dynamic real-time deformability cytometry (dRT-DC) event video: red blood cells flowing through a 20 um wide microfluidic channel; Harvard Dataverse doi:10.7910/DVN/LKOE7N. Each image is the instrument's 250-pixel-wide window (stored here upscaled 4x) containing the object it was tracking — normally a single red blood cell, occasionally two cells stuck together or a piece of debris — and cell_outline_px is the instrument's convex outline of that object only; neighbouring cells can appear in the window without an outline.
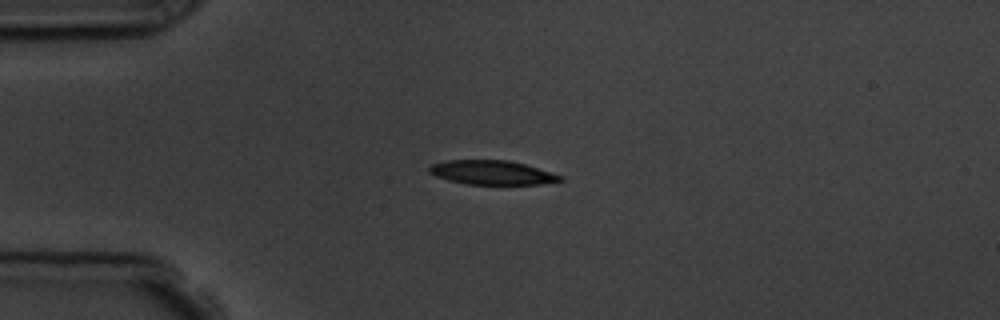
{"species": "common noctule bat (a hibernating species)", "species_latin": "Nyctalus noctula", "temperature_condition": "room temperature", "stored_images_in_passage": 5, "camera_frame_rate_fps": 3000, "um_per_image_px": 0.085, "animal": {"sex": "male", "body_mass_g": 19.5, "forearm_length_mm": 54.6}, "frame": {"image": 1, "passage_image": 3, "time_ms": 2.333, "image_size_px": [1000, 320], "cell_outline_px": [[564, 180], [540, 184], [468, 184], [448, 180], [436, 176], [428, 172], [428, 168], [432, 164], [448, 160], [508, 160], [524, 164], [560, 176]], "centroid_in_image_um": [41.75, 14.66], "position_along_channel_um": 43.2, "area_um2": 18.09}}